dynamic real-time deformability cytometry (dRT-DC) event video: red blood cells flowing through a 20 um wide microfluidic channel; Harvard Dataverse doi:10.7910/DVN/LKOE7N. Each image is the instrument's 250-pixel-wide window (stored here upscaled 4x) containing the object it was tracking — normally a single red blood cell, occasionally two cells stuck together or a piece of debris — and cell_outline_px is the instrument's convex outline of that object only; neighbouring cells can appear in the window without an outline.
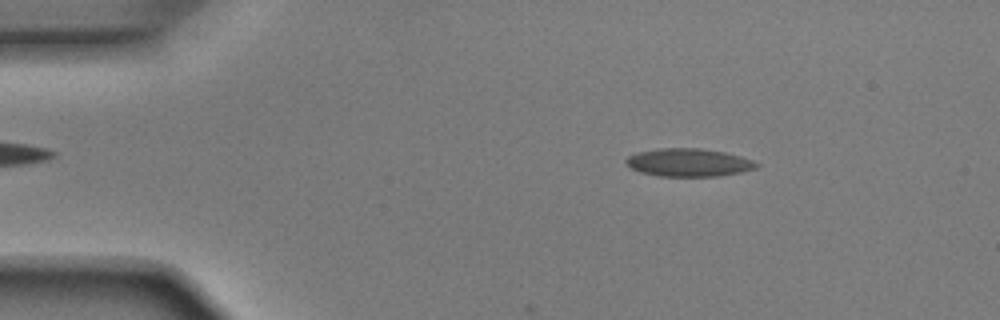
{"species": "Egyptian fruit bat (a non-hibernating species)", "species_latin": "Rousettus aegyptiacus", "temperature_condition": "room temperature", "stored_images_in_passage": 10, "camera_frame_rate_fps": 3000, "um_per_image_px": 0.085, "animal": {"sex": "male"}, "frame": {"image": 1, "passage_image": 7, "time_ms": 2.0, "image_size_px": [1000, 320], "cell_outline_px": [[760, 164], [756, 168], [740, 172], [720, 176], [656, 176], [640, 172], [632, 168], [624, 160], [628, 156], [636, 152], [656, 148], [700, 148], [724, 152], [740, 156], [752, 160]], "centroid_in_image_um": [58.51, 13.81], "position_along_channel_um": 26.5, "area_um2": 21.33}}